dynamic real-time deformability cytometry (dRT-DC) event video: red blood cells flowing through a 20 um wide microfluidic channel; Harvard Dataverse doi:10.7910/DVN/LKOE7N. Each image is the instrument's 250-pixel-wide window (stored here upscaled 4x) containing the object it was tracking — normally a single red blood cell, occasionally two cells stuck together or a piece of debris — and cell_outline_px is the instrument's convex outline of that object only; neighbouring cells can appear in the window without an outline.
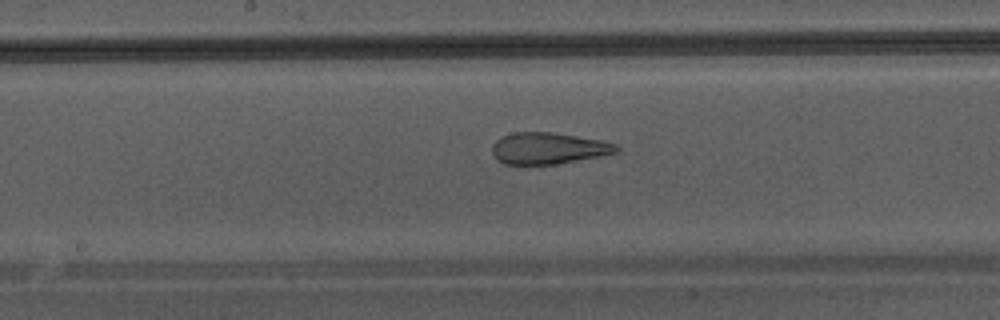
{"species": "Egyptian fruit bat (a non-hibernating species)", "species_latin": "Rousettus aegyptiacus", "temperature_condition": "warm", "stored_images_in_passage": 29, "camera_frame_rate_fps": 3000, "um_per_image_px": 0.085, "animal": {"sex": "male"}, "frame": {"image": 1, "passage_image": 13, "time_ms": 4.0, "image_size_px": [1000, 320], "cell_outline_px": [[620, 152], [600, 156], [556, 164], [504, 164], [496, 160], [492, 152], [492, 144], [496, 140], [504, 136], [516, 132], [552, 132], [600, 140], [616, 144], [620, 148]], "centroid_in_image_um": [46.61, 12.61], "position_along_channel_um": 201.6, "area_um2": 22.77}}
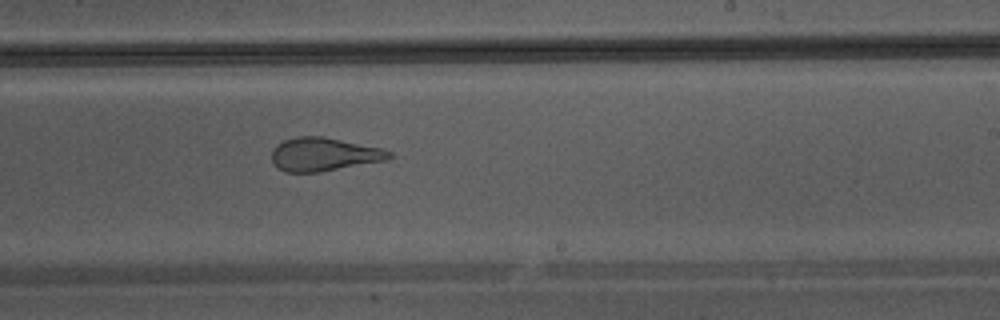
{"frame": {"image": 2, "passage_image": 17, "time_ms": 5.333, "image_size_px": [1000, 320], "cell_outline_px": [[392, 156], [388, 160], [320, 172], [284, 172], [276, 168], [272, 164], [272, 148], [276, 144], [284, 140], [296, 136], [320, 136], [380, 148], [392, 152]], "centroid_in_image_um": [27.47, 13.13], "position_along_channel_um": 261.5, "area_um2": 22.95}}